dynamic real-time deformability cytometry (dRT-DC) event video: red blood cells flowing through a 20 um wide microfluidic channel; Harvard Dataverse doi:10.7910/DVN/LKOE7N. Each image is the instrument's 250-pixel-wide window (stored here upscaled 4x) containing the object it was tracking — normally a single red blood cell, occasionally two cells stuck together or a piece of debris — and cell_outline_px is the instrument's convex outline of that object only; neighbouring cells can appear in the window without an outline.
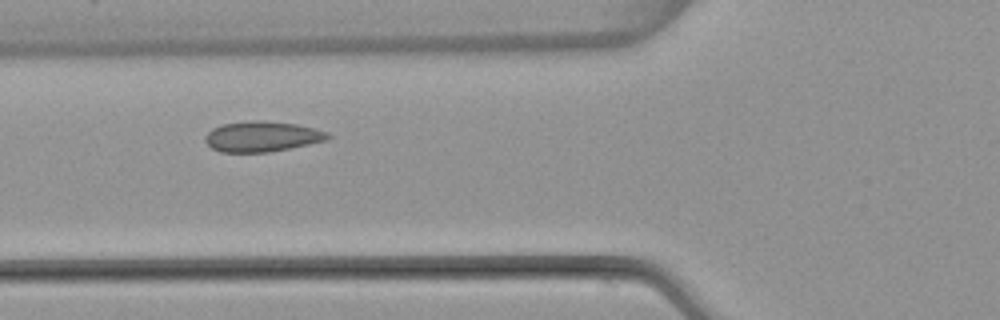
{"species": "common noctule bat (a hibernating species)", "species_latin": "Nyctalus noctula", "temperature_condition": "warm", "stored_images_in_passage": 3, "camera_frame_rate_fps": 3000, "um_per_image_px": 0.085, "animal": {"sex": "female", "body_mass_g": 22.7, "forearm_length_mm": 54.2}, "frame": {"image": 1, "passage_image": 2, "time_ms": 1.0, "image_size_px": [1000, 320], "cell_outline_px": [[332, 136], [328, 140], [268, 152], [220, 152], [212, 148], [204, 140], [204, 136], [212, 128], [220, 124], [256, 120], [296, 124], [328, 132]], "centroid_in_image_um": [22.25, 11.6], "position_along_channel_um": 103.6, "area_um2": 21.62}}
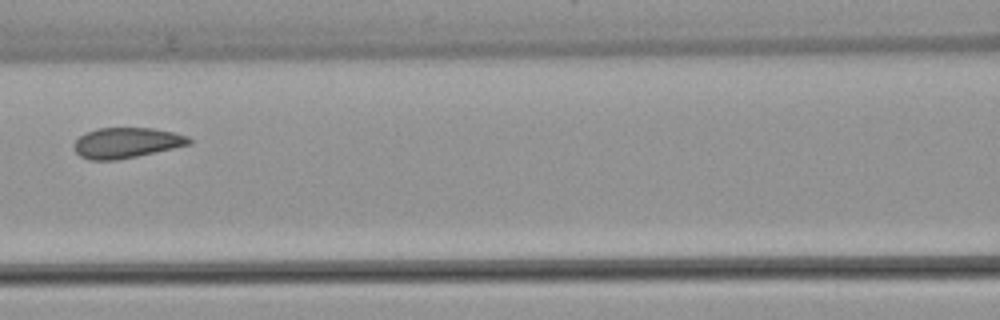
{"frame": {"image": 2, "passage_image": 3, "time_ms": 2.333, "image_size_px": [1000, 320], "cell_outline_px": [[192, 144], [136, 156], [116, 160], [88, 160], [80, 156], [76, 152], [72, 144], [80, 136], [88, 132], [100, 128], [152, 128], [172, 132], [188, 136], [192, 140]], "centroid_in_image_um": [10.74, 12.14], "position_along_channel_um": 155.9, "area_um2": 20.29}}